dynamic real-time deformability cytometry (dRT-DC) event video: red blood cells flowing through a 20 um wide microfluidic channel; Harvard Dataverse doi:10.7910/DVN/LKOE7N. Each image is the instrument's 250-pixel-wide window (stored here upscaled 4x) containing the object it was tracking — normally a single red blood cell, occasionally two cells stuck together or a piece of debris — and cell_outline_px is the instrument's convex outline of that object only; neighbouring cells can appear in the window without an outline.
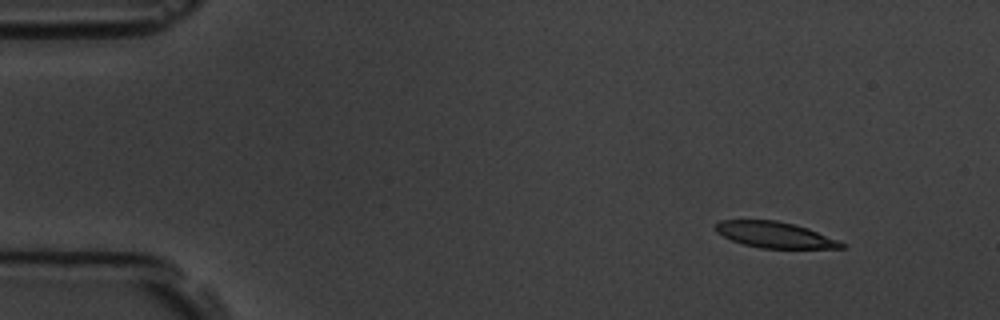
{"species": "common noctule bat (a hibernating species)", "species_latin": "Nyctalus noctula", "temperature_condition": "room temperature", "stored_images_in_passage": 4, "camera_frame_rate_fps": 3000, "um_per_image_px": 0.085, "animal": {"sex": "male", "body_mass_g": 19.5, "forearm_length_mm": 54.6}, "frame": {"image": 1, "passage_image": 1, "time_ms": 0.0, "image_size_px": [1000, 320], "cell_outline_px": [[848, 244], [844, 248], [760, 248], [744, 244], [732, 240], [716, 232], [712, 228], [712, 224], [720, 220], [776, 220], [808, 228]], "centroid_in_image_um": [65.82, 19.95], "position_along_channel_um": 19.2, "area_um2": 19.13}}
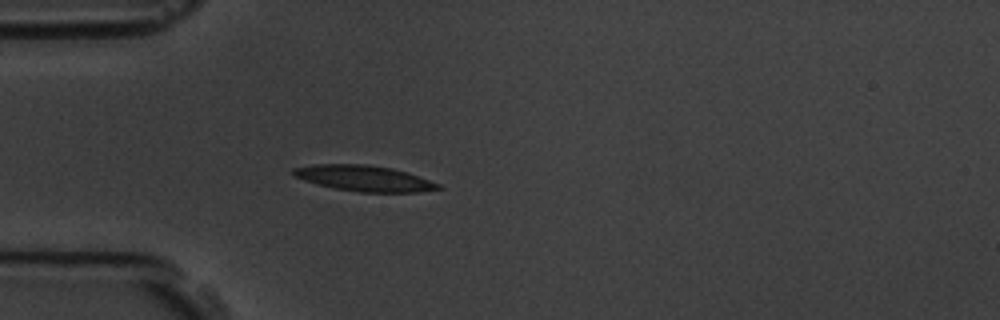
{"frame": {"image": 2, "passage_image": 4, "time_ms": 3.333, "image_size_px": [1000, 320], "cell_outline_px": [[444, 188], [420, 192], [360, 192], [332, 188], [316, 184], [304, 180], [296, 176], [292, 172], [292, 168], [312, 164], [368, 164], [392, 168], [408, 172], [440, 184]], "centroid_in_image_um": [30.96, 15.15], "position_along_channel_um": 54.0, "area_um2": 21.91}}